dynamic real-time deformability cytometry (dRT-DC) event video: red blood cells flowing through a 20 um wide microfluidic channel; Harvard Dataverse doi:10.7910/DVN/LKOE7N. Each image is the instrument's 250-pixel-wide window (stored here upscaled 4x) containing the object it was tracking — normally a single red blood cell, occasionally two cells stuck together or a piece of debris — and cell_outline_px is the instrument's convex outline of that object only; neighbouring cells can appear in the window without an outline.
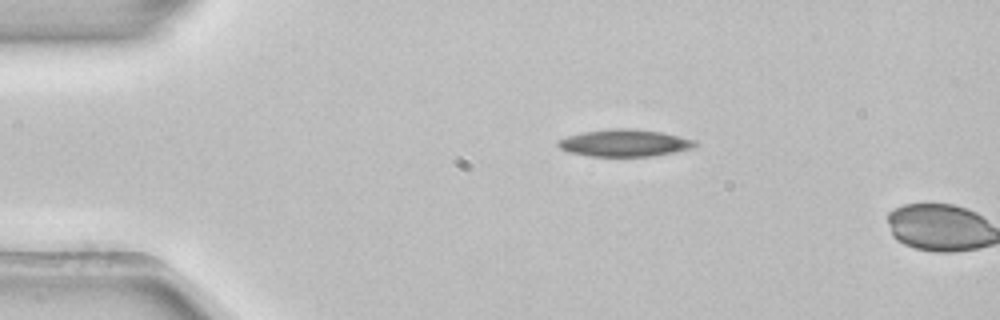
{"species": "common noctule bat (a hibernating species)", "species_latin": "Nyctalus noctula", "temperature_condition": "room temperature", "stored_images_in_passage": 2, "camera_frame_rate_fps": 3000, "um_per_image_px": 0.085, "animal": {"sex": "female", "body_mass_g": 22.7, "forearm_length_mm": 54.2}, "frame": {"image": 1, "passage_image": 1, "time_ms": 0.0, "image_size_px": [1000, 320], "cell_outline_px": [[700, 144], [692, 148], [652, 156], [592, 156], [568, 152], [560, 148], [556, 144], [556, 140], [568, 136], [584, 132], [612, 128], [628, 128], [660, 132], [680, 136], [696, 140]], "centroid_in_image_um": [53.09, 12.15], "position_along_channel_um": 31.9, "area_um2": 21.56}}